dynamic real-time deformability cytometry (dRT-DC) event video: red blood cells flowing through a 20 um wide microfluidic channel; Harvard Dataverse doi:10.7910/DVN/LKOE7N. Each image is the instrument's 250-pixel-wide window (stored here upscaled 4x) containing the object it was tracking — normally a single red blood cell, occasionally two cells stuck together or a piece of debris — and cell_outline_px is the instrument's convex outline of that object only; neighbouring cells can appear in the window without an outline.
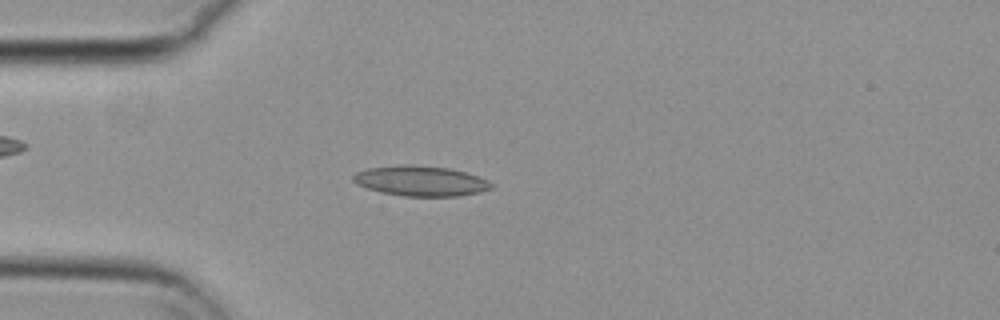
{"species": "common noctule bat (a hibernating species)", "species_latin": "Nyctalus noctula", "temperature_condition": "cold", "stored_images_in_passage": 54, "camera_frame_rate_fps": 3000, "um_per_image_px": 0.085, "animal": {"sex": "female", "body_mass_g": 29.2, "forearm_length_mm": 56.3}, "frame": {"image": 1, "passage_image": 14, "time_ms": 4.333, "image_size_px": [1000, 320], "cell_outline_px": [[496, 184], [492, 188], [480, 192], [460, 196], [404, 196], [380, 192], [356, 184], [352, 180], [352, 176], [356, 172], [368, 168], [400, 164], [412, 164], [448, 168], [464, 172], [488, 180]], "centroid_in_image_um": [35.75, 15.38], "position_along_channel_um": 49.2, "area_um2": 24.45}}
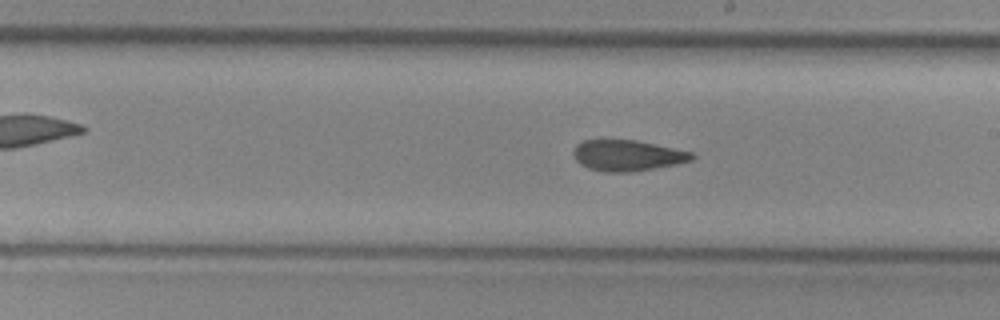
{"frame": {"image": 2, "passage_image": 30, "time_ms": 9.667, "image_size_px": [1000, 320], "cell_outline_px": [[696, 156], [692, 160], [676, 164], [632, 172], [604, 172], [588, 168], [580, 164], [576, 160], [572, 152], [576, 144], [584, 140], [636, 140], [692, 152]], "centroid_in_image_um": [53.31, 13.22], "position_along_channel_um": 235.7, "area_um2": 21.33}}
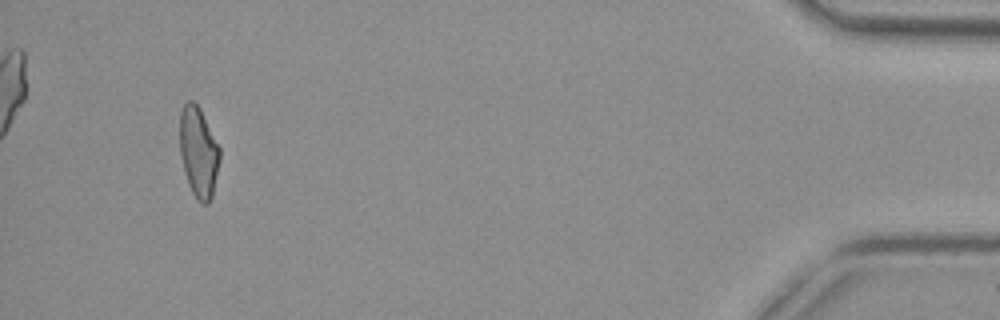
{"frame": {"image": 3, "passage_image": 51, "time_ms": 16.667, "image_size_px": [1000, 320], "cell_outline_px": [[220, 160], [212, 196], [208, 204], [204, 204], [196, 200], [188, 184], [184, 172], [180, 156], [180, 112], [184, 104], [188, 100], [192, 100], [200, 108], [220, 148]], "centroid_in_image_um": [16.87, 12.94], "position_along_channel_um": 418.3, "area_um2": 21.15}, "authors_computed_cell_mechanics": {"area_um2": 21.9351, "velocity_mm_per_s": 3.7328, "shape_relaxation_time_tau1_ms": null, "shape_relaxation_time_tau2_ms": 3.5019, "deformation_change_tau1": null, "deformation_change_tau2": 0.1185}}